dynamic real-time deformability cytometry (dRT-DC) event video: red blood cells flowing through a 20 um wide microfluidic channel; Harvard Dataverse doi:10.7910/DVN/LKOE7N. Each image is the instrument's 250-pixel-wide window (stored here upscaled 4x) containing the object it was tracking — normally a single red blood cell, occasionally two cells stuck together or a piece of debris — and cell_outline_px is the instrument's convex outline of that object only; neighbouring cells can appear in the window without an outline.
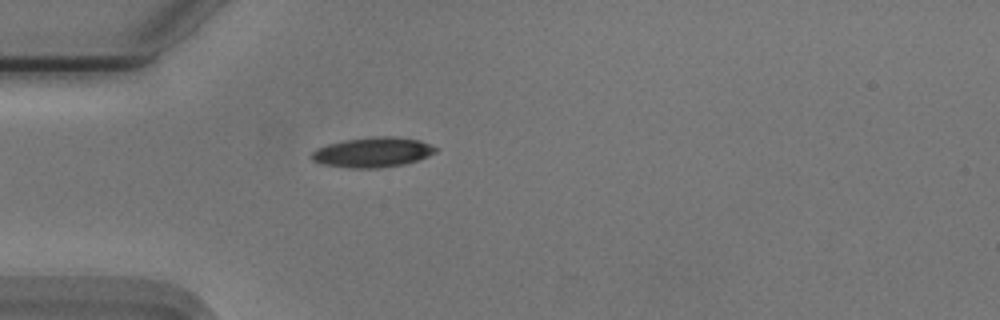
{"species": "Egyptian fruit bat (a non-hibernating species)", "species_latin": "Rousettus aegyptiacus", "temperature_condition": "cold", "stored_images_in_passage": 6, "camera_frame_rate_fps": 3000, "um_per_image_px": 0.085, "animal": {"sex": "male"}, "frame": {"image": 1, "passage_image": 2, "time_ms": 0.333, "image_size_px": [1000, 320], "cell_outline_px": [[440, 148], [436, 152], [428, 156], [404, 164], [380, 168], [352, 168], [320, 164], [312, 160], [308, 156], [316, 148], [328, 144], [344, 140], [372, 136], [396, 136], [420, 140]], "centroid_in_image_um": [31.67, 12.93], "position_along_channel_um": 53.3, "area_um2": 21.96}}